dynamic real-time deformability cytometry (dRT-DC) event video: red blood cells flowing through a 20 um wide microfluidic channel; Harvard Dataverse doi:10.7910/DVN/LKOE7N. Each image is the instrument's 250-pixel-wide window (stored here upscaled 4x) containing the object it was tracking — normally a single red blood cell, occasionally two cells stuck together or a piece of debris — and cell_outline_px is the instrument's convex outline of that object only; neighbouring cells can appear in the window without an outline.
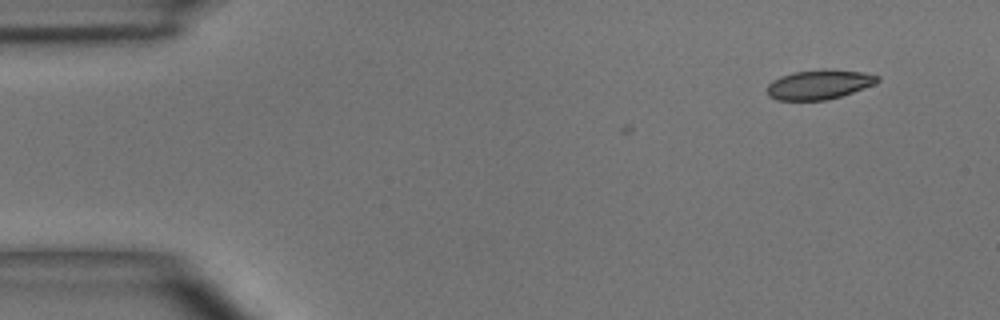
{"species": "common noctule bat (a hibernating species)", "species_latin": "Nyctalus noctula", "temperature_condition": "room temperature", "stored_images_in_passage": 3, "camera_frame_rate_fps": 3000, "um_per_image_px": 0.085, "animal": {"sex": "male", "body_mass_g": 15.6}, "frame": {"image": 1, "passage_image": 3, "time_ms": 2.333, "image_size_px": [1000, 320], "cell_outline_px": [[880, 80], [872, 84], [852, 92], [840, 96], [824, 100], [776, 100], [768, 96], [768, 84], [772, 80], [780, 76], [796, 72], [824, 68], [864, 72], [880, 76]], "centroid_in_image_um": [69.61, 7.17], "position_along_channel_um": 15.4, "area_um2": 18.9}}